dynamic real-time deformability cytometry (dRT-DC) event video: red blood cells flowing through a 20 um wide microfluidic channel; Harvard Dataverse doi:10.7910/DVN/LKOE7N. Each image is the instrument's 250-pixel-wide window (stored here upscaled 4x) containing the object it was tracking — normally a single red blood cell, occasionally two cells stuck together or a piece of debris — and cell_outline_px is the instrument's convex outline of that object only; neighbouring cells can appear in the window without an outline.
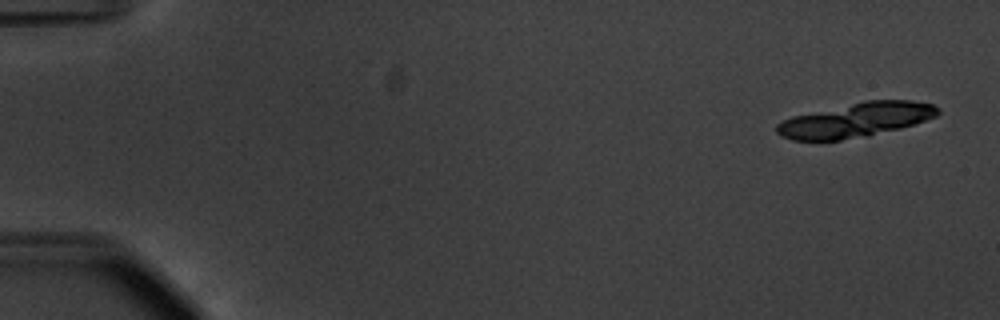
{"species": "common noctule bat (a hibernating species)", "species_latin": "Nyctalus noctula", "temperature_condition": "warm", "stored_images_in_passage": 27, "camera_frame_rate_fps": 3000, "um_per_image_px": 0.085, "animal": {"sex": "male", "body_mass_g": 20.1, "forearm_length_mm": 53.5}, "frame": {"image": 1, "passage_image": 1, "time_ms": 0.0, "image_size_px": [1000, 320], "cell_outline_px": [[940, 112], [936, 116], [900, 128], [868, 136], [840, 140], [792, 140], [780, 136], [776, 132], [776, 124], [792, 116], [864, 100], [912, 100], [932, 104], [940, 108]], "centroid_in_image_um": [72.73, 10.19], "position_along_channel_um": 12.3, "area_um2": 32.25}}